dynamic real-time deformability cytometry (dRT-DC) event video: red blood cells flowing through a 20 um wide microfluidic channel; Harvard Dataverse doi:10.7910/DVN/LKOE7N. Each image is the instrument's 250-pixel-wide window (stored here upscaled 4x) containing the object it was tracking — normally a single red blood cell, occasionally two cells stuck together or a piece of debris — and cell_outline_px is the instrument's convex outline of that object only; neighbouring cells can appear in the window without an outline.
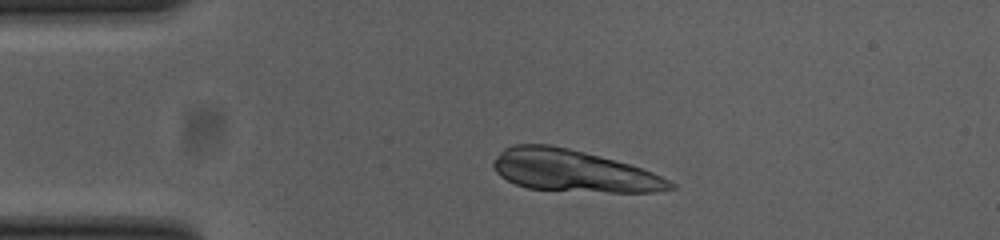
{"species": "common noctule bat (a hibernating species)", "species_latin": "Nyctalus noctula", "temperature_condition": "cold", "stored_images_in_passage": 44, "camera_frame_rate_fps": 3000, "um_per_image_px": 0.085, "animal": {"sex": "female", "body_mass_g": 23.0, "forearm_length_mm": 53.4}, "frame": {"image": 1, "passage_image": 1, "time_ms": 0.0, "image_size_px": [1000, 240], "cell_outline_px": [[676, 188], [656, 192], [608, 192], [528, 188], [516, 184], [500, 176], [492, 168], [492, 164], [500, 152], [504, 148], [512, 144], [552, 144], [584, 152], [628, 164], [652, 172], [676, 184]], "centroid_in_image_um": [48.71, 14.52], "position_along_channel_um": 36.3, "area_um2": 42.77}, "authors_computed_cell_mechanics": {"area_um2": 18.207, "velocity_mm_per_s": 3.6801, "shape_relaxation_time_tau1_ms": 4.2372, "shape_relaxation_time_tau2_ms": null, "deformation_change_tau1": 0.0864, "deformation_change_tau2": null}}